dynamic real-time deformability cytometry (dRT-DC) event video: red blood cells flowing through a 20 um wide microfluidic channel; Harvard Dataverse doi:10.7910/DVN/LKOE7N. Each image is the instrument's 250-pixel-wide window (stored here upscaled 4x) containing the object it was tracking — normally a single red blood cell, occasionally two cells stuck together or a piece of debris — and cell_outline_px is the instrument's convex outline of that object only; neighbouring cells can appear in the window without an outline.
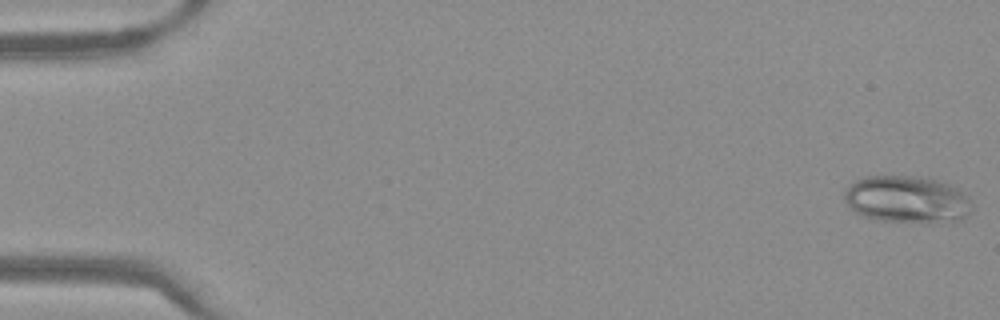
{"species": "Egyptian fruit bat (a non-hibernating species)", "species_latin": "Rousettus aegyptiacus", "temperature_condition": "warm", "stored_images_in_passage": 50, "camera_frame_rate_fps": 3000, "um_per_image_px": 0.085, "frame": {"image": 1, "passage_image": 1, "time_ms": 0.0, "image_size_px": [1000, 320], "cell_outline_px": [[972, 204], [968, 212], [960, 220], [932, 224], [880, 220], [864, 216], [848, 208], [844, 200], [844, 192], [848, 184], [864, 176], [924, 176], [960, 188], [968, 196]], "centroid_in_image_um": [77.08, 16.95], "position_along_channel_um": 7.9, "area_um2": 35.66}}
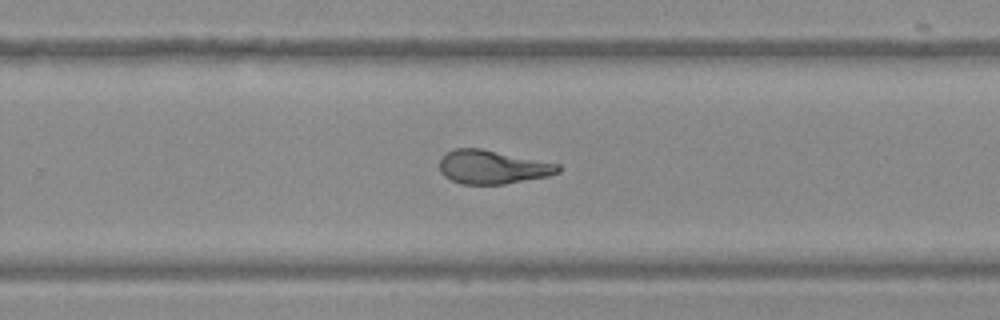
{"frame": {"image": 2, "passage_image": 33, "time_ms": 10.667, "image_size_px": [1000, 320], "cell_outline_px": [[560, 172], [548, 176], [504, 184], [460, 184], [444, 176], [440, 172], [440, 160], [452, 148], [480, 148], [560, 164]], "centroid_in_image_um": [41.86, 14.2], "position_along_channel_um": 287.9, "area_um2": 23.18}}
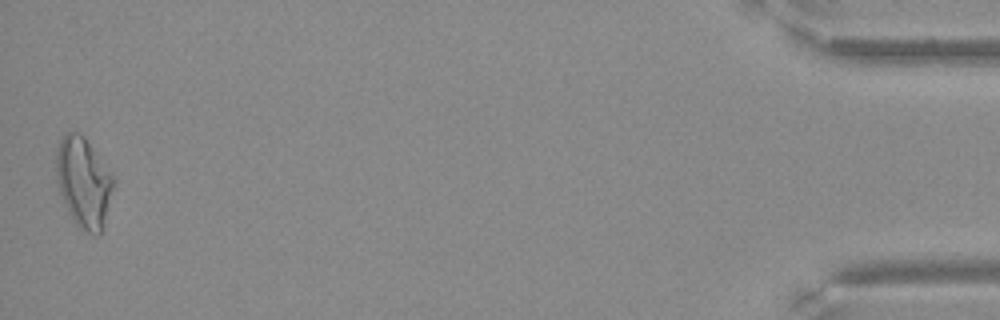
{"frame": {"image": 3, "passage_image": 50, "time_ms": 16.333, "image_size_px": [1000, 320], "cell_outline_px": [[116, 184], [104, 224], [100, 236], [92, 236], [80, 228], [72, 220], [68, 212], [60, 192], [56, 176], [56, 152], [60, 140], [64, 132], [80, 132], [84, 136], [112, 172], [116, 180]], "centroid_in_image_um": [7.14, 15.51], "position_along_channel_um": 428.1, "area_um2": 30.75}}